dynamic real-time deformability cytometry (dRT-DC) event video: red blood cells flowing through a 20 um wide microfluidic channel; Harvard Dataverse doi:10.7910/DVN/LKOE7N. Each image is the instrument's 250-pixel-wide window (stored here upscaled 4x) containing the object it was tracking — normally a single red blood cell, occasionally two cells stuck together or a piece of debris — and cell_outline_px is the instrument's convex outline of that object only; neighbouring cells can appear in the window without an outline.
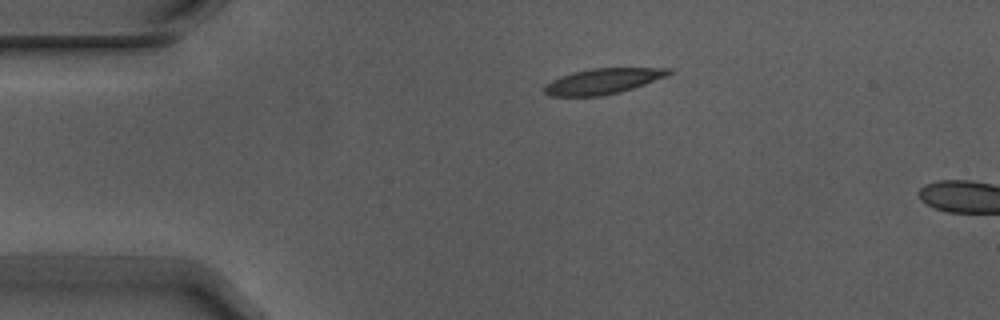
{"species": "Egyptian fruit bat (a non-hibernating species)", "species_latin": "Rousettus aegyptiacus", "temperature_condition": "warm", "stored_images_in_passage": 3, "camera_frame_rate_fps": 3000, "um_per_image_px": 0.085, "animal": {"sex": "male"}, "frame": {"image": 1, "passage_image": 1, "time_ms": 0.0, "image_size_px": [1000, 320], "cell_outline_px": [[672, 72], [668, 76], [620, 92], [600, 96], [548, 96], [544, 92], [544, 84], [560, 76], [572, 72], [592, 68], [672, 68]], "centroid_in_image_um": [51.22, 6.9], "position_along_channel_um": 33.8, "area_um2": 18.55}}